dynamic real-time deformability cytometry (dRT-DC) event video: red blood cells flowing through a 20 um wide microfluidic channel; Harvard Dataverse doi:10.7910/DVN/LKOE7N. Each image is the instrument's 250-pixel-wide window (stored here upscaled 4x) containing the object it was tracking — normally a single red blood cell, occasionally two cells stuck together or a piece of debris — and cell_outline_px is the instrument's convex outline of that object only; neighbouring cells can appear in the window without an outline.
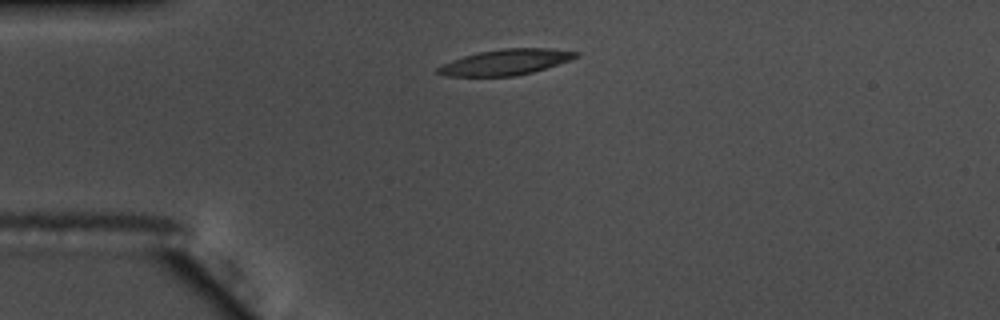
{"species": "common noctule bat (a hibernating species)", "species_latin": "Nyctalus noctula", "temperature_condition": "warm", "stored_images_in_passage": 42, "camera_frame_rate_fps": 3000, "um_per_image_px": 0.085, "animal": {"sex": "male", "body_mass_g": 17.5, "forearm_length_mm": 52.3}, "frame": {"image": 1, "passage_image": 1, "time_ms": 0.0, "image_size_px": [1000, 320], "cell_outline_px": [[580, 56], [532, 72], [516, 76], [444, 76], [436, 72], [436, 68], [452, 60], [464, 56], [480, 52], [504, 48], [548, 48], [580, 52]], "centroid_in_image_um": [42.97, 5.28], "position_along_channel_um": 42.0, "area_um2": 20.4}}
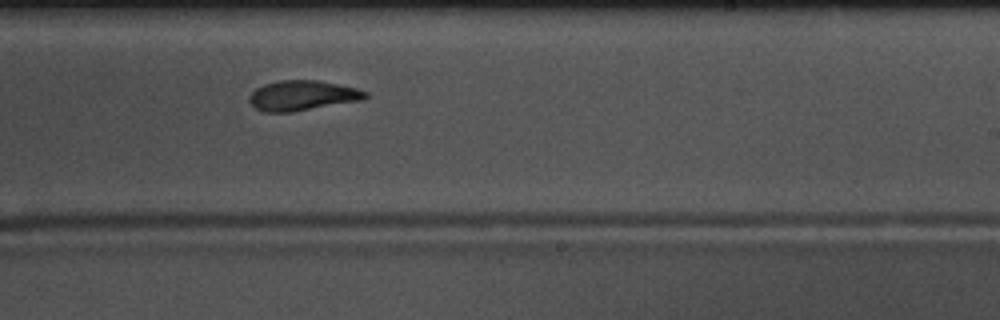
{"frame": {"image": 2, "passage_image": 21, "time_ms": 6.667, "image_size_px": [1000, 320], "cell_outline_px": [[368, 96], [364, 100], [292, 112], [264, 112], [256, 108], [248, 100], [248, 96], [256, 88], [264, 84], [280, 80], [320, 80], [356, 88], [368, 92]], "centroid_in_image_um": [25.72, 8.12], "position_along_channel_um": 263.3, "area_um2": 20.46}}
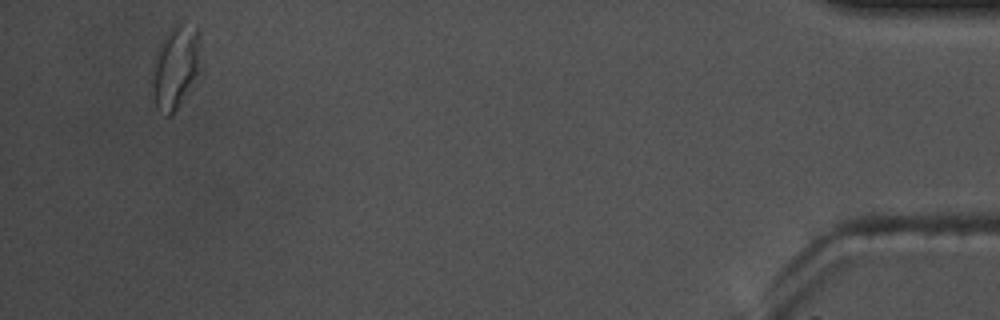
{"frame": {"image": 3, "passage_image": 40, "time_ms": 13.0, "image_size_px": [1000, 320], "cell_outline_px": [[204, 68], [180, 104], [168, 116], [164, 116], [156, 108], [152, 92], [152, 64], [156, 52], [160, 44], [168, 32], [176, 24], [196, 24], [200, 28]], "centroid_in_image_um": [15.01, 5.66], "position_along_channel_um": 420.2, "area_um2": 24.68}, "authors_computed_cell_mechanics": {"area_um2": 20.9525, "velocity_mm_per_s": 3.692, "shape_relaxation_time_tau1_ms": 5.5003, "shape_relaxation_time_tau2_ms": 4.6799, "deformation_change_tau1": 0.2, "deformation_change_tau2": 0.094}}